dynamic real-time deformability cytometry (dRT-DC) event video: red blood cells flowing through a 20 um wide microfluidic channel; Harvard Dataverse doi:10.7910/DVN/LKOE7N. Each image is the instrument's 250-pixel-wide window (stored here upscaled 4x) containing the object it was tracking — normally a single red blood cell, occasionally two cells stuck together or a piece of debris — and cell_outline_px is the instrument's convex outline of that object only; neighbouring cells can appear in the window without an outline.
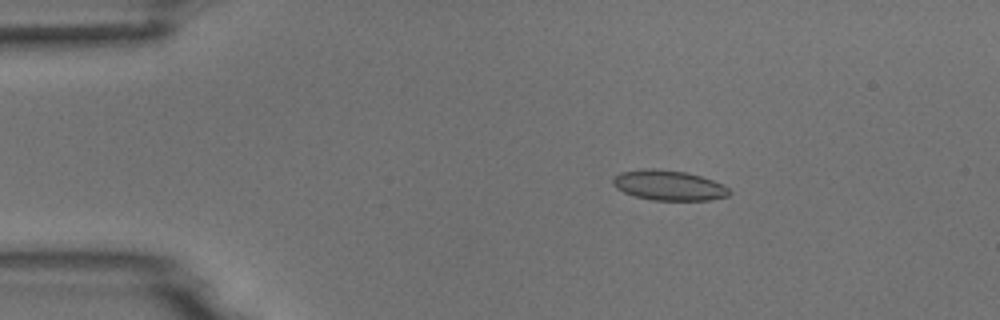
{"species": "common noctule bat (a hibernating species)", "species_latin": "Nyctalus noctula", "temperature_condition": "room temperature", "stored_images_in_passage": 4, "camera_frame_rate_fps": 3000, "um_per_image_px": 0.085, "animal": {"sex": "male", "body_mass_g": 18.8}, "frame": {"image": 1, "passage_image": 3, "time_ms": 2.333, "image_size_px": [1000, 320], "cell_outline_px": [[732, 192], [728, 196], [708, 200], [652, 200], [636, 196], [624, 192], [616, 188], [612, 184], [612, 176], [620, 172], [644, 168], [652, 168], [684, 172], [700, 176], [724, 184]], "centroid_in_image_um": [56.82, 15.75], "position_along_channel_um": 28.2, "area_um2": 20.46}}